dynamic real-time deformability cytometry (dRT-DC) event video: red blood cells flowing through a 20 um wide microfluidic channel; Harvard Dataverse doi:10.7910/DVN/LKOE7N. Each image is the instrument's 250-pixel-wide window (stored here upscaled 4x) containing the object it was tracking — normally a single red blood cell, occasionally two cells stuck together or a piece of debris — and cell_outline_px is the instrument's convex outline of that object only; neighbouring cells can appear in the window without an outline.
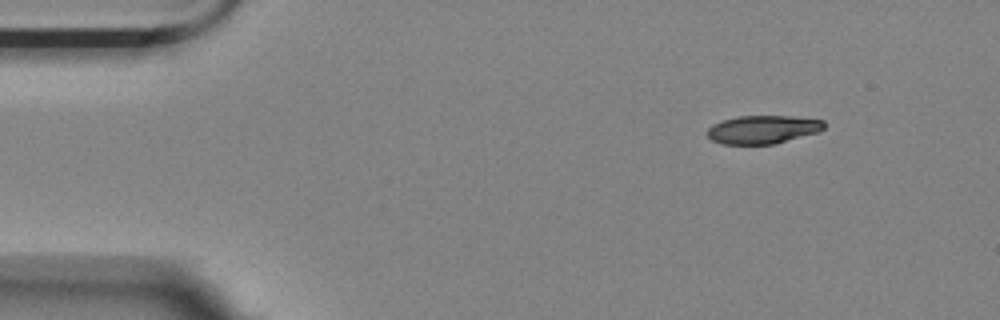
{"species": "Egyptian fruit bat (a non-hibernating species)", "species_latin": "Rousettus aegyptiacus", "temperature_condition": "room temperature", "stored_images_in_passage": 50, "camera_frame_rate_fps": 3000, "um_per_image_px": 0.085, "animal": {"sex": "female"}, "frame": {"image": 1, "passage_image": 1, "time_ms": 0.0, "image_size_px": [1000, 320], "cell_outline_px": [[824, 128], [820, 132], [776, 144], [724, 144], [712, 140], [708, 136], [708, 128], [712, 124], [736, 116], [792, 116], [824, 120]], "centroid_in_image_um": [64.88, 11.01], "position_along_channel_um": 20.1, "area_um2": 19.36}}
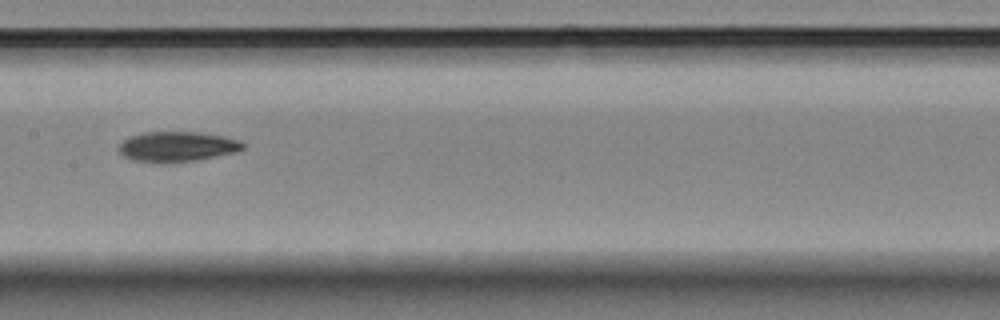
{"frame": {"image": 2, "passage_image": 22, "time_ms": 7.0, "image_size_px": [1000, 320], "cell_outline_px": [[244, 148], [236, 152], [196, 160], [136, 160], [124, 156], [116, 148], [128, 136], [144, 132], [200, 132], [240, 140], [244, 144]], "centroid_in_image_um": [15.07, 12.41], "position_along_channel_um": 192.3, "area_um2": 20.98}}
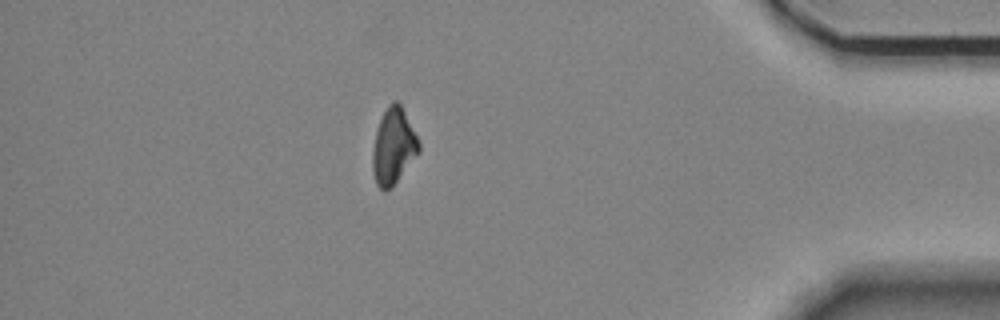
{"frame": {"image": 3, "passage_image": 43, "time_ms": 14.0, "image_size_px": [1000, 320], "cell_outline_px": [[420, 152], [396, 180], [384, 192], [376, 184], [372, 168], [372, 152], [376, 132], [380, 120], [388, 104], [392, 100], [396, 100], [400, 104], [420, 144]], "centroid_in_image_um": [33.42, 12.42], "position_along_channel_um": 401.8, "area_um2": 19.94}, "authors_computed_cell_mechanics": {"area_um2": 21.097, "velocity_mm_per_s": 3.568, "shape_relaxation_time_tau1_ms": 5.2665, "shape_relaxation_time_tau2_ms": null, "deformation_change_tau1": 0.1626, "deformation_change_tau2": null}}